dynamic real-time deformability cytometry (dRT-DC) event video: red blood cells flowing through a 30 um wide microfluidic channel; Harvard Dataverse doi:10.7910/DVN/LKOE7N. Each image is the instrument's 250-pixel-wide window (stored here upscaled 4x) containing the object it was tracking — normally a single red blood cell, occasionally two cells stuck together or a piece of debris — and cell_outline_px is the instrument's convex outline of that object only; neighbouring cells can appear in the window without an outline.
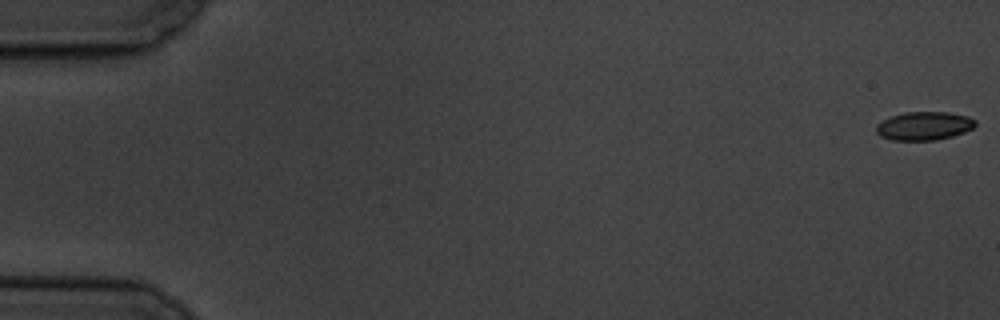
{"species": "common noctule bat (a hibernating species)", "species_latin": "Nyctalus noctula", "temperature_condition": "cold", "stored_images_in_passage": 4, "camera_frame_rate_fps": 3000, "um_per_image_px": 0.085, "animal": {"sex": "male", "body_mass_g": 19.5, "forearm_length_mm": 54.6}, "frame": {"image": 1, "passage_image": 1, "time_ms": 0.0, "image_size_px": [1000, 320], "cell_outline_px": [[976, 124], [972, 128], [964, 132], [952, 136], [936, 140], [892, 140], [880, 136], [876, 132], [876, 124], [892, 116], [904, 112], [948, 112], [968, 116], [976, 120]], "centroid_in_image_um": [78.55, 10.7], "position_along_channel_um": 6.5, "area_um2": 16.42}}